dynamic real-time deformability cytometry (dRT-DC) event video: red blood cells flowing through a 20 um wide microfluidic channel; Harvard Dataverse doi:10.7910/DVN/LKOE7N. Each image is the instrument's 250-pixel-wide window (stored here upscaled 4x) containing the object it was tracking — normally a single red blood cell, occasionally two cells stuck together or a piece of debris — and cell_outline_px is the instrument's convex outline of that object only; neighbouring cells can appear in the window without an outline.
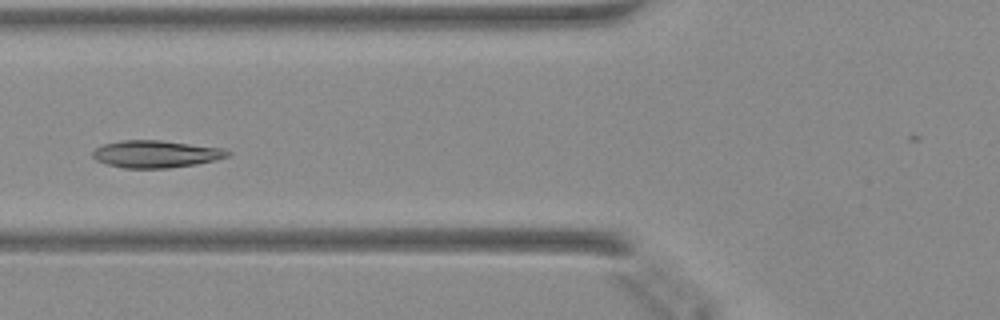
{"species": "Egyptian fruit bat (a non-hibernating species)", "species_latin": "Rousettus aegyptiacus", "temperature_condition": "warm", "stored_images_in_passage": 23, "camera_frame_rate_fps": 3000, "um_per_image_px": 0.085, "animal": {"sex": "female"}, "frame": {"image": 1, "passage_image": 5, "time_ms": 1.333, "image_size_px": [1000, 320], "cell_outline_px": [[232, 152], [228, 156], [216, 160], [196, 164], [168, 168], [124, 168], [108, 164], [96, 160], [92, 156], [92, 152], [96, 148], [104, 144], [120, 140], [160, 140], [224, 148]], "centroid_in_image_um": [13.27, 13.09], "position_along_channel_um": 112.5, "area_um2": 21.44}}
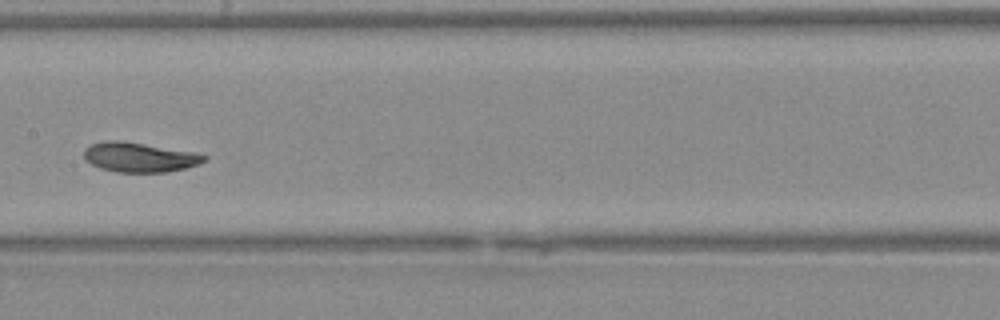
{"frame": {"image": 2, "passage_image": 11, "time_ms": 3.333, "image_size_px": [1000, 320], "cell_outline_px": [[208, 156], [200, 164], [168, 172], [116, 172], [100, 168], [92, 164], [84, 156], [84, 148], [92, 144], [108, 140], [124, 140], [196, 152]], "centroid_in_image_um": [11.88, 13.35], "position_along_channel_um": 195.5, "area_um2": 20.87}}
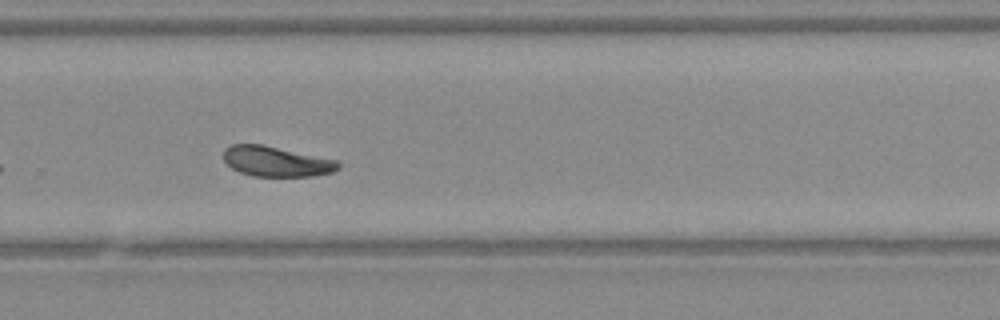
{"frame": {"image": 3, "passage_image": 19, "time_ms": 6.0, "image_size_px": [1000, 320], "cell_outline_px": [[340, 168], [332, 172], [312, 176], [252, 176], [240, 172], [232, 168], [224, 160], [224, 148], [232, 144], [264, 144], [336, 160], [340, 164]], "centroid_in_image_um": [23.47, 13.71], "position_along_channel_um": 306.3, "area_um2": 20.17}}